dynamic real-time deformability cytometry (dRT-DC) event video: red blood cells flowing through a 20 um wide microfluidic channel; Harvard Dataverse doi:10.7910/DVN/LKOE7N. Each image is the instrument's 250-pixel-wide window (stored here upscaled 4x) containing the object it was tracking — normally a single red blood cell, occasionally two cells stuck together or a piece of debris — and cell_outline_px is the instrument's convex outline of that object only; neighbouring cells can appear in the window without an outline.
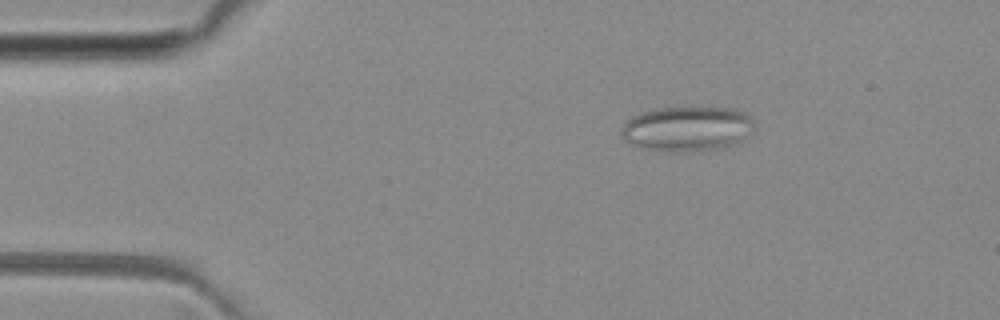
{"species": "common noctule bat (a hibernating species)", "species_latin": "Nyctalus noctula", "temperature_condition": "room temperature", "stored_images_in_passage": 44, "camera_frame_rate_fps": 3000, "um_per_image_px": 0.085, "animal": {"sex": "female", "body_mass_g": 29.2, "forearm_length_mm": 56.3}, "frame": {"image": 1, "passage_image": 2, "time_ms": 0.333, "image_size_px": [1000, 320], "cell_outline_px": [[752, 132], [740, 144], [724, 148], [676, 152], [672, 152], [648, 148], [624, 140], [620, 136], [620, 132], [624, 124], [632, 116], [640, 112], [656, 108], [728, 108], [744, 112], [752, 120]], "centroid_in_image_um": [58.43, 10.95], "position_along_channel_um": 26.6, "area_um2": 34.68}}
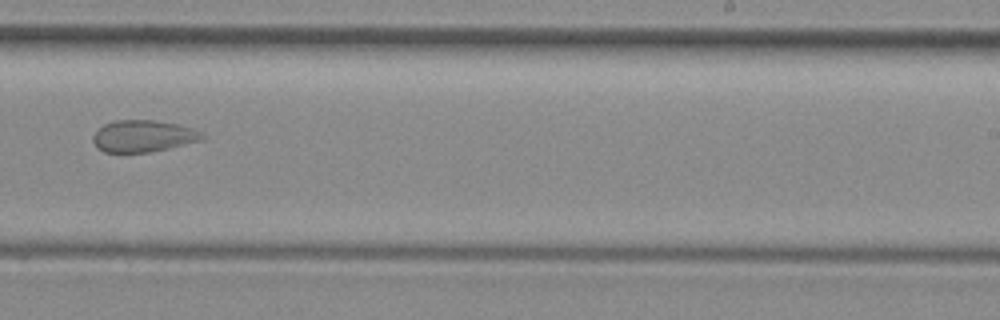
{"frame": {"image": 2, "passage_image": 25, "time_ms": 8.0, "image_size_px": [1000, 320], "cell_outline_px": [[204, 140], [168, 148], [148, 152], [104, 152], [96, 148], [92, 140], [92, 136], [104, 124], [116, 120], [152, 120], [176, 124], [192, 128], [200, 132], [204, 136]], "centroid_in_image_um": [12.15, 11.57], "position_along_channel_um": 276.9, "area_um2": 20.11}}
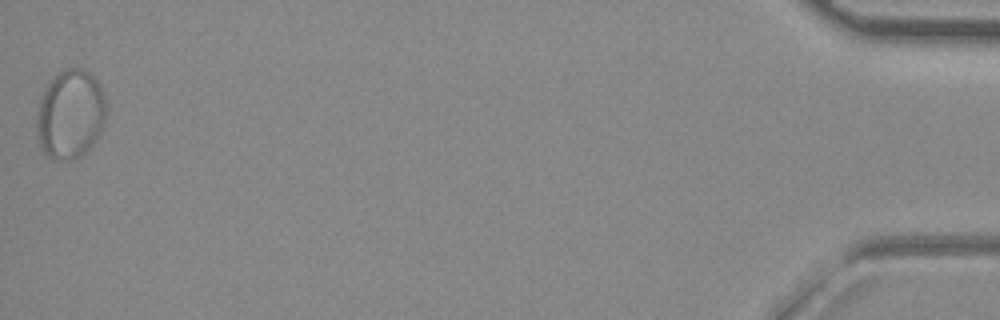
{"frame": {"image": 3, "passage_image": 44, "time_ms": 14.333, "image_size_px": [1000, 320], "cell_outline_px": [[104, 124], [100, 132], [92, 144], [80, 156], [72, 160], [56, 160], [48, 156], [40, 148], [36, 136], [36, 112], [40, 100], [48, 84], [64, 68], [76, 64], [92, 72], [100, 84], [104, 96]], "centroid_in_image_um": [5.96, 9.68], "position_along_channel_um": 429.2, "area_um2": 36.47}, "authors_computed_cell_mechanics": {"area_um2": 25.8655, "velocity_mm_per_s": 4.0615, "shape_relaxation_time_tau1_ms": null, "shape_relaxation_time_tau2_ms": 1.0811, "deformation_change_tau1": null, "deformation_change_tau2": 0.0593}}